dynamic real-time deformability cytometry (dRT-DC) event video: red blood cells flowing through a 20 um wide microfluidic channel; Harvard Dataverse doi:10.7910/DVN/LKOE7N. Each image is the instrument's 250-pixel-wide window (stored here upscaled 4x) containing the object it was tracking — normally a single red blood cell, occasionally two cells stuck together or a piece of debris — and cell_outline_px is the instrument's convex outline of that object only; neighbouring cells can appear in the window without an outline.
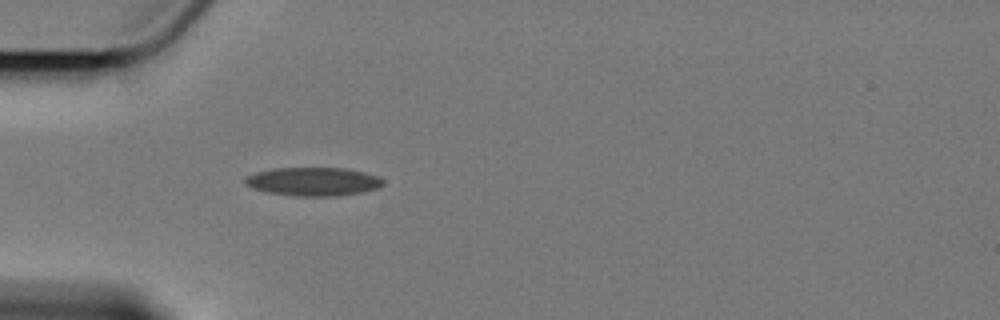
{"species": "Egyptian fruit bat (a non-hibernating species)", "species_latin": "Rousettus aegyptiacus", "temperature_condition": "cold", "stored_images_in_passage": 1, "camera_frame_rate_fps": 3000, "um_per_image_px": 0.085, "animal": {"sex": "female"}, "frame": {"image": 1, "passage_image": 1, "time_ms": 0.0, "image_size_px": [1000, 320], "cell_outline_px": [[384, 184], [376, 188], [360, 192], [336, 196], [296, 196], [268, 192], [252, 188], [244, 184], [244, 180], [248, 176], [256, 172], [272, 168], [344, 168], [364, 172], [380, 176], [384, 180]], "centroid_in_image_um": [26.62, 15.43], "position_along_channel_um": 58.4, "area_um2": 22.89}}